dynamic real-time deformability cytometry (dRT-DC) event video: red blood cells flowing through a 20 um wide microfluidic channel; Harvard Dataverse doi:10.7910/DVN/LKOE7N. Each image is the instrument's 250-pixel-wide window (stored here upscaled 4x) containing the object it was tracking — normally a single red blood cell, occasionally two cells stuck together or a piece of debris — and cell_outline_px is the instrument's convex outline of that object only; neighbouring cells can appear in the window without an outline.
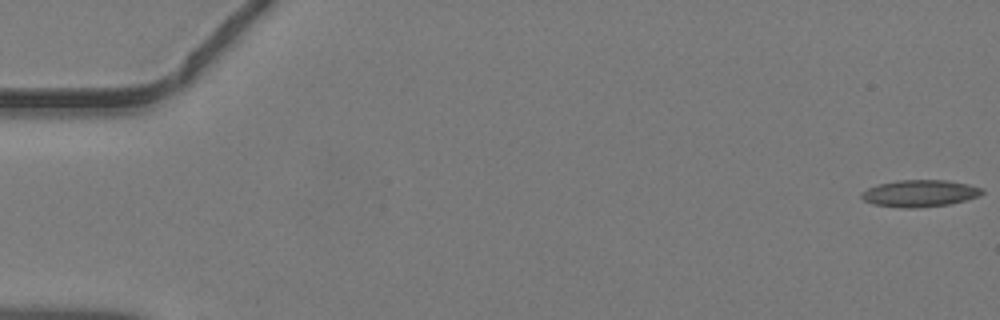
{"species": "common noctule bat (a hibernating species)", "species_latin": "Nyctalus noctula", "temperature_condition": "warm", "stored_images_in_passage": 15, "camera_frame_rate_fps": 3000, "um_per_image_px": 0.085, "animal": {"sex": "male", "body_mass_g": 19.2, "forearm_length_mm": 51.8}, "frame": {"image": 1, "passage_image": 1, "time_ms": 0.0, "image_size_px": [1000, 320], "cell_outline_px": [[984, 192], [980, 196], [948, 204], [916, 208], [900, 208], [872, 204], [864, 200], [860, 196], [860, 192], [868, 188], [880, 184], [896, 180], [948, 180], [968, 184], [984, 188]], "centroid_in_image_um": [78.18, 16.43], "position_along_channel_um": 6.8, "area_um2": 19.02}}